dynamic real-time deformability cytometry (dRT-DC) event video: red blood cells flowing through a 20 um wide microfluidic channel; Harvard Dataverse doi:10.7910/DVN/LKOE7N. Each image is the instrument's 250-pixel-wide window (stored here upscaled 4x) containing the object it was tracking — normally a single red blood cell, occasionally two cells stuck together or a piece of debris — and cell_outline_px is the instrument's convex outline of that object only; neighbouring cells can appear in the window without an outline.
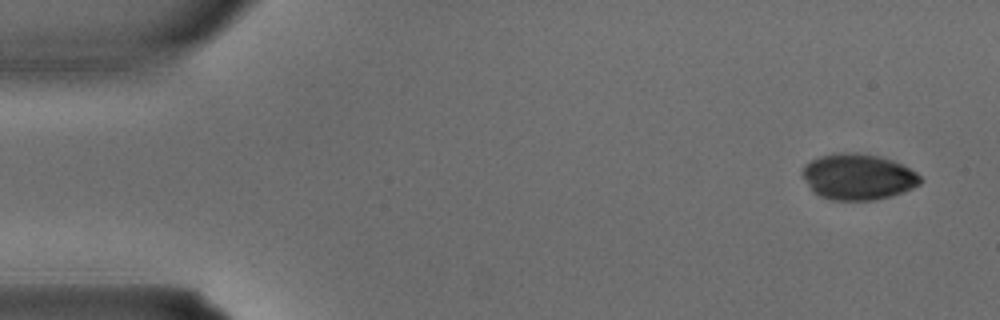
{"species": "common noctule bat (a hibernating species)", "species_latin": "Nyctalus noctula", "temperature_condition": "warm", "stored_images_in_passage": 4, "segment_of_instrument_passage": [1, 2], "camera_frame_rate_fps": 3000, "um_per_image_px": 0.085, "animal": {"sex": "male", "body_mass_g": 15.6}, "frame": {"image": 1, "passage_image": 1, "time_ms": 0.0, "image_size_px": [1000, 320], "cell_outline_px": [[924, 180], [920, 184], [904, 192], [892, 196], [876, 200], [832, 200], [820, 196], [812, 192], [800, 172], [804, 164], [820, 156], [836, 152], [856, 152], [876, 156], [892, 160], [916, 172]], "centroid_in_image_um": [72.91, 15.03], "position_along_channel_um": 12.1, "area_um2": 31.85}}
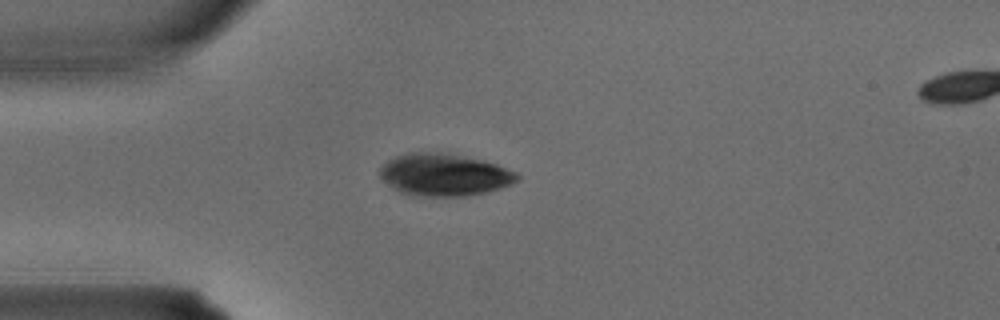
{"frame": {"image": 2, "passage_image": 3, "time_ms": 0.667, "image_size_px": [1000, 320], "cell_outline_px": [[520, 180], [512, 184], [500, 188], [468, 196], [424, 196], [400, 192], [392, 188], [380, 176], [380, 168], [388, 160], [396, 156], [408, 152], [448, 152], [484, 160], [496, 164], [516, 172], [520, 176]], "centroid_in_image_um": [37.79, 14.84], "position_along_channel_um": 47.2, "area_um2": 33.93}}